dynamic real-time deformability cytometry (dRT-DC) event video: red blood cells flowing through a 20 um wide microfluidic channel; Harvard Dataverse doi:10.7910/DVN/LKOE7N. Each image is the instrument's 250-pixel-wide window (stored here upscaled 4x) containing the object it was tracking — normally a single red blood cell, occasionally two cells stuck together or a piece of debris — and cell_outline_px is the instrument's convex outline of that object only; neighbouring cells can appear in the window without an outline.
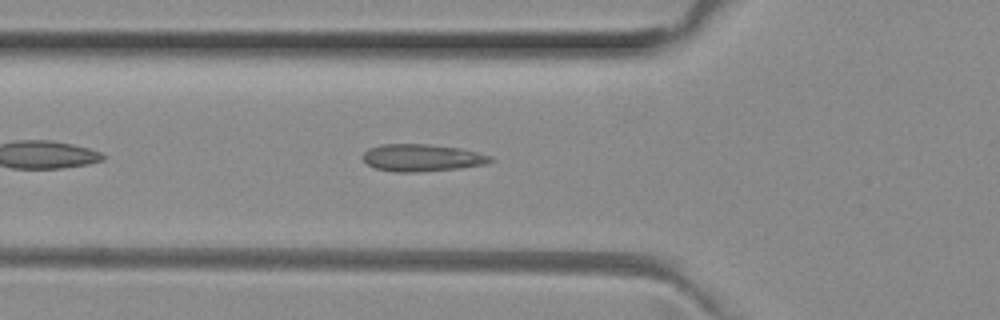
{"species": "common noctule bat (a hibernating species)", "species_latin": "Nyctalus noctula", "temperature_condition": "room temperature", "stored_images_in_passage": 33, "camera_frame_rate_fps": 3000, "um_per_image_px": 0.085, "animal": {"sex": "female", "body_mass_g": 29.2, "forearm_length_mm": 56.3}, "frame": {"image": 1, "passage_image": 6, "time_ms": 1.667, "image_size_px": [1000, 320], "cell_outline_px": [[496, 160], [484, 164], [460, 168], [416, 172], [392, 172], [376, 168], [368, 164], [360, 156], [368, 148], [380, 144], [428, 144], [460, 148], [492, 156]], "centroid_in_image_um": [35.85, 13.4], "position_along_channel_um": 90.0, "area_um2": 20.35}}
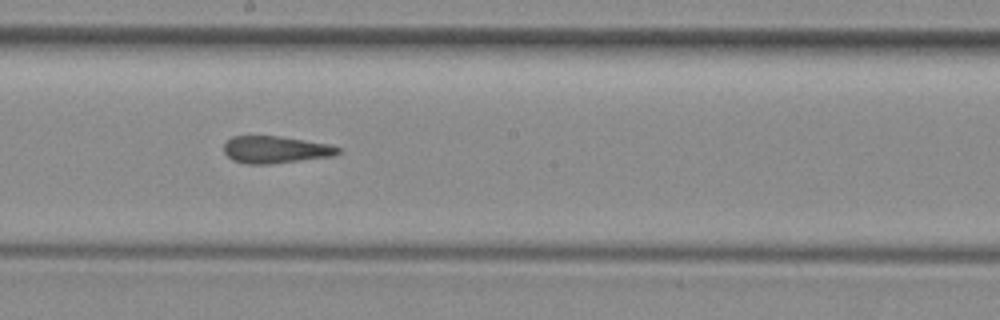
{"frame": {"image": 2, "passage_image": 16, "time_ms": 5.0, "image_size_px": [1000, 320], "cell_outline_px": [[344, 148], [340, 152], [332, 156], [268, 164], [244, 164], [232, 160], [224, 152], [224, 144], [232, 136], [280, 136], [328, 144]], "centroid_in_image_um": [23.41, 12.72], "position_along_channel_um": 224.8, "area_um2": 18.03}}
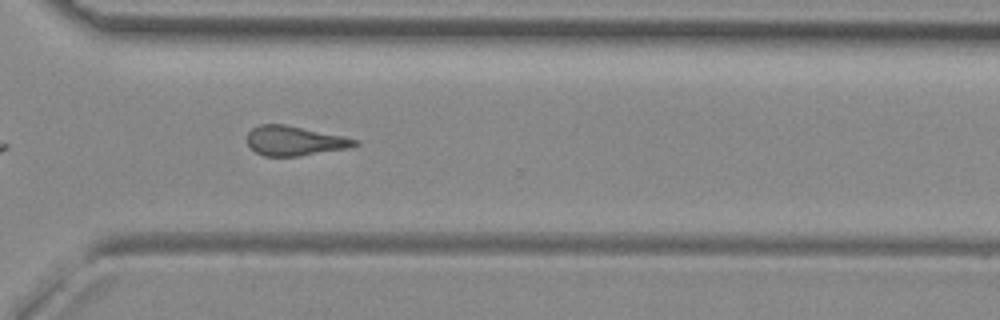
{"frame": {"image": 3, "passage_image": 25, "time_ms": 8.0, "image_size_px": [1000, 320], "cell_outline_px": [[360, 144], [352, 148], [300, 156], [264, 156], [256, 152], [248, 144], [248, 132], [252, 128], [260, 124], [284, 124], [344, 136], [360, 140]], "centroid_in_image_um": [25.11, 11.97], "position_along_channel_um": 345.5, "area_um2": 18.73}, "authors_computed_cell_mechanics": {"area_um2": 18.496, "velocity_mm_per_s": 4.0221, "shape_relaxation_time_tau1_ms": null, "shape_relaxation_time_tau2_ms": 3.538, "deformation_change_tau1": null, "deformation_change_tau2": 0.1241}}